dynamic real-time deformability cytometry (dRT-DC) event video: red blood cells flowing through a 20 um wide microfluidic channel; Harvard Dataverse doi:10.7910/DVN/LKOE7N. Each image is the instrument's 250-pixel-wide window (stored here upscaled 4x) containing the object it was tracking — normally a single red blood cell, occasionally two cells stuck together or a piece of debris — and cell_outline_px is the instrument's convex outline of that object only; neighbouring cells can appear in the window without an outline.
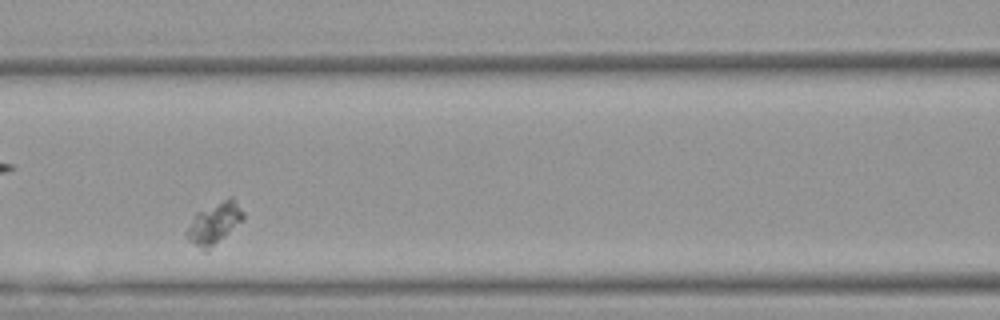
{"species": "Egyptian fruit bat (a non-hibernating species)", "species_latin": "Rousettus aegyptiacus", "temperature_condition": "warm", "stored_images_in_passage": 32, "camera_frame_rate_fps": 3000, "um_per_image_px": 0.085, "animal": {"sex": "female"}, "frame": {"image": 1, "passage_image": 9, "time_ms": 2.667, "image_size_px": [1000, 320], "cell_outline_px": [[244, 220], [208, 252], [204, 252], [188, 240], [184, 236], [184, 232], [196, 212], [228, 196], [232, 196], [244, 212]], "centroid_in_image_um": [18.2, 19.0], "position_along_channel_um": 148.4, "area_um2": 14.22}}
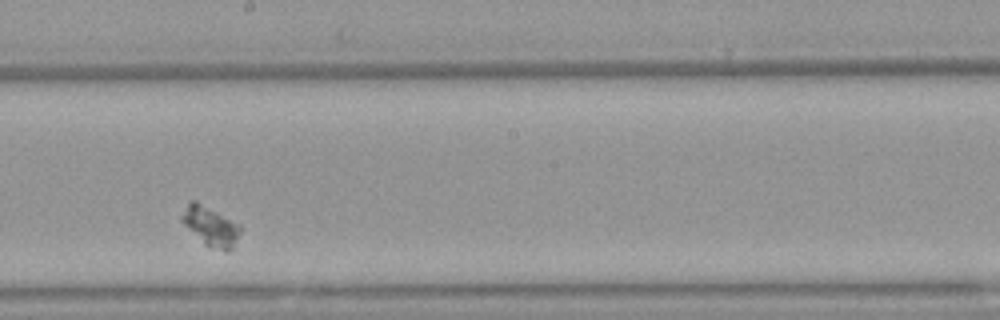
{"frame": {"image": 2, "passage_image": 16, "time_ms": 5.0, "image_size_px": [1000, 320], "cell_outline_px": [[240, 232], [232, 248], [228, 252], [224, 252], [208, 248], [180, 220], [180, 216], [188, 200], [196, 200], [240, 224]], "centroid_in_image_um": [17.88, 19.23], "position_along_channel_um": 230.3, "area_um2": 13.64}}
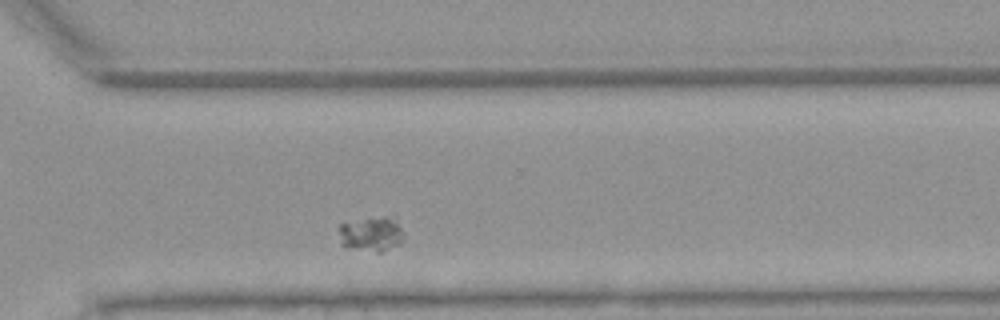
{"frame": {"image": 3, "passage_image": 25, "time_ms": 8.0, "image_size_px": [1000, 320], "cell_outline_px": [[404, 236], [400, 244], [380, 252], [376, 252], [344, 248], [340, 244], [340, 224], [380, 216], [396, 216], [404, 232]], "centroid_in_image_um": [31.61, 19.89], "position_along_channel_um": 339.0, "area_um2": 13.47}}